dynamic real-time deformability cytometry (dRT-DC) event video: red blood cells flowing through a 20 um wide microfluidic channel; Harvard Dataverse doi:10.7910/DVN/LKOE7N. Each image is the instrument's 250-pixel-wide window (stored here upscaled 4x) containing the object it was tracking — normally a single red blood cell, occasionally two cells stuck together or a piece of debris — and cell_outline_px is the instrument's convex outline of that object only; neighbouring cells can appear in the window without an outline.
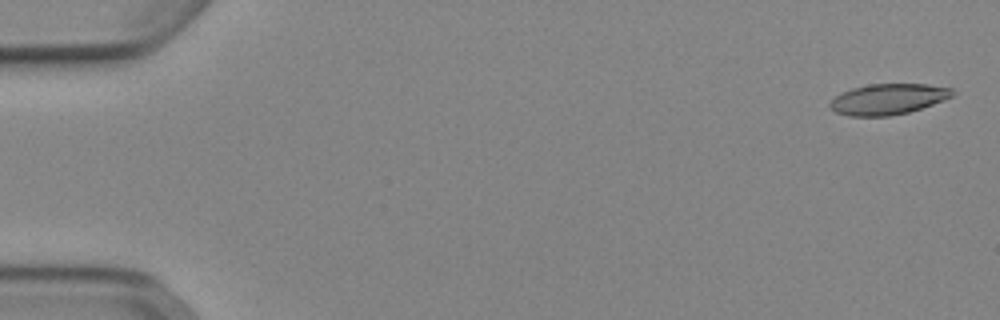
{"species": "Egyptian fruit bat (a non-hibernating species)", "species_latin": "Rousettus aegyptiacus", "temperature_condition": "cold", "stored_images_in_passage": 14, "camera_frame_rate_fps": 3000, "um_per_image_px": 0.085, "animal": {"sex": "female"}, "frame": {"image": 1, "passage_image": 2, "time_ms": 0.333, "image_size_px": [1000, 320], "cell_outline_px": [[956, 92], [952, 96], [944, 100], [908, 112], [888, 116], [848, 116], [836, 112], [828, 104], [840, 92], [852, 88], [868, 84], [928, 84], [952, 88]], "centroid_in_image_um": [75.48, 8.42], "position_along_channel_um": 9.5, "area_um2": 21.91}}